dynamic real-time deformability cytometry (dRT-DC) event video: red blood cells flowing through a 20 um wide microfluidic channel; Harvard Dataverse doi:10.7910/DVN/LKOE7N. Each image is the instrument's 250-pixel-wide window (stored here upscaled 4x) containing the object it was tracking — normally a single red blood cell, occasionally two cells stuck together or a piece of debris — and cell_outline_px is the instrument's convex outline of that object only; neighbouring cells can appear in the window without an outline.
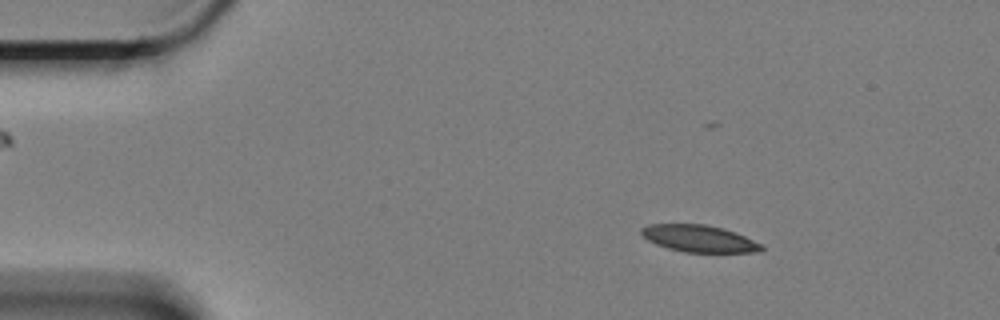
{"species": "Egyptian fruit bat (a non-hibernating species)", "species_latin": "Rousettus aegyptiacus", "temperature_condition": "cold", "stored_images_in_passage": 60, "camera_frame_rate_fps": 3000, "um_per_image_px": 0.085, "animal": {"sex": "female"}, "frame": {"image": 1, "passage_image": 9, "time_ms": 2.667, "image_size_px": [1000, 320], "cell_outline_px": [[764, 248], [760, 252], [684, 252], [668, 248], [656, 244], [648, 240], [640, 232], [640, 228], [648, 224], [704, 224], [724, 228], [736, 232], [764, 244]], "centroid_in_image_um": [59.46, 20.27], "position_along_channel_um": 25.5, "area_um2": 19.02}}
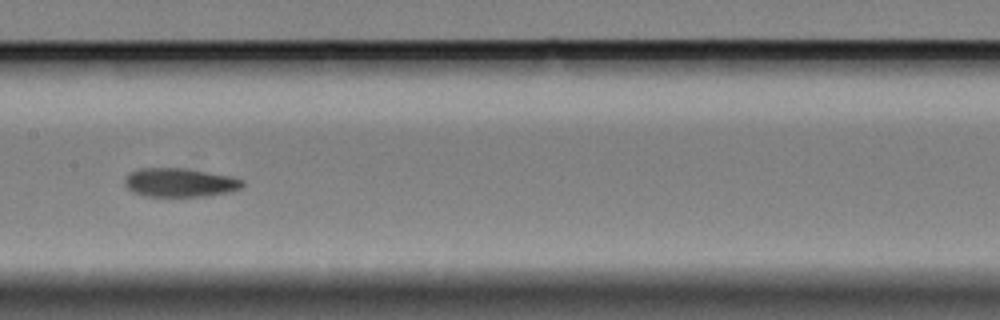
{"frame": {"image": 2, "passage_image": 30, "time_ms": 9.667, "image_size_px": [1000, 320], "cell_outline_px": [[244, 184], [240, 188], [228, 192], [204, 196], [144, 196], [132, 192], [124, 184], [124, 180], [128, 172], [140, 168], [188, 168], [228, 176], [244, 180]], "centroid_in_image_um": [15.23, 15.51], "position_along_channel_um": 192.2, "area_um2": 19.77}}
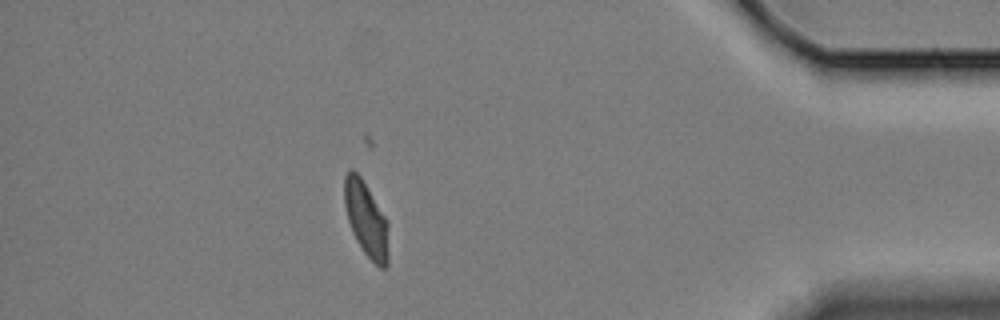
{"frame": {"image": 3, "passage_image": 53, "time_ms": 17.333, "image_size_px": [1000, 320], "cell_outline_px": [[388, 264], [384, 268], [380, 268], [364, 252], [356, 240], [352, 232], [348, 220], [344, 204], [344, 176], [352, 168], [360, 176], [388, 220]], "centroid_in_image_um": [31.13, 18.63], "position_along_channel_um": 404.1, "area_um2": 19.25}}